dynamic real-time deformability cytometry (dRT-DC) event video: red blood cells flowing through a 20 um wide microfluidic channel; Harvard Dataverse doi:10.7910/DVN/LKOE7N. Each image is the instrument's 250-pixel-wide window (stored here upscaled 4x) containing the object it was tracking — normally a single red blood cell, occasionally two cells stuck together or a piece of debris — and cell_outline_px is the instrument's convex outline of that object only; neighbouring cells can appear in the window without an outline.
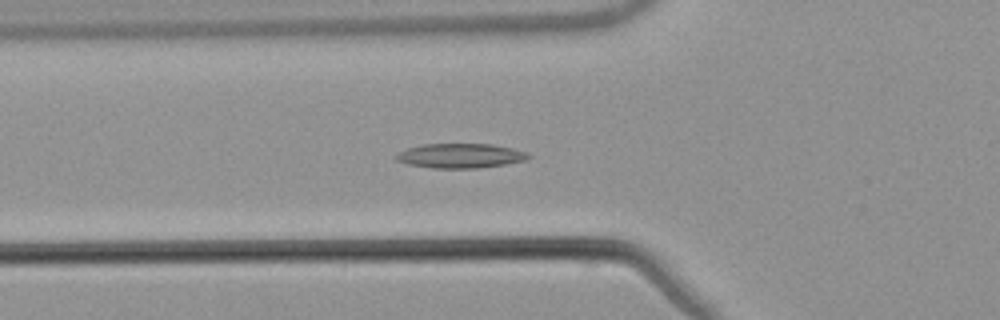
{"species": "common noctule bat (a hibernating species)", "species_latin": "Nyctalus noctula", "temperature_condition": "warm", "stored_images_in_passage": 35, "camera_frame_rate_fps": 3000, "um_per_image_px": 0.085, "animal": {"sex": "male", "body_mass_g": 21.5, "forearm_length_mm": 52.0}, "frame": {"image": 1, "passage_image": 3, "time_ms": 0.667, "image_size_px": [1000, 320], "cell_outline_px": [[532, 156], [524, 160], [504, 164], [476, 168], [432, 168], [408, 164], [396, 160], [392, 156], [408, 148], [424, 144], [492, 144], [512, 148], [524, 152]], "centroid_in_image_um": [39.08, 13.24], "position_along_channel_um": 86.7, "area_um2": 18.73}}
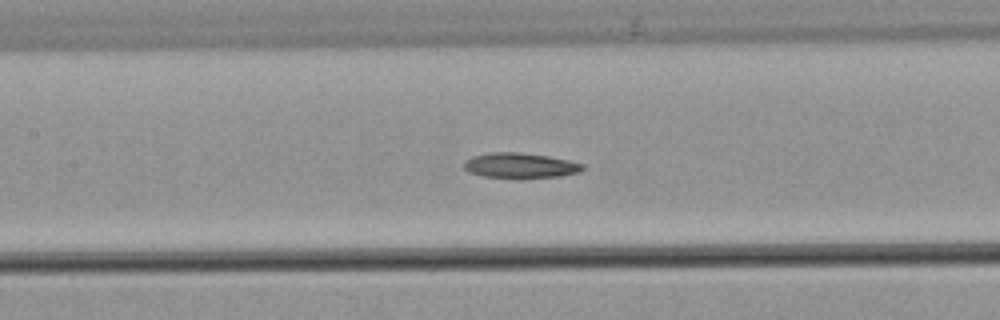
{"frame": {"image": 2, "passage_image": 9, "time_ms": 2.667, "image_size_px": [1000, 320], "cell_outline_px": [[584, 168], [580, 172], [560, 176], [484, 176], [468, 172], [464, 168], [464, 160], [472, 156], [492, 152], [516, 152], [548, 156], [568, 160], [584, 164]], "centroid_in_image_um": [44.2, 14.03], "position_along_channel_um": 163.2, "area_um2": 16.82}}
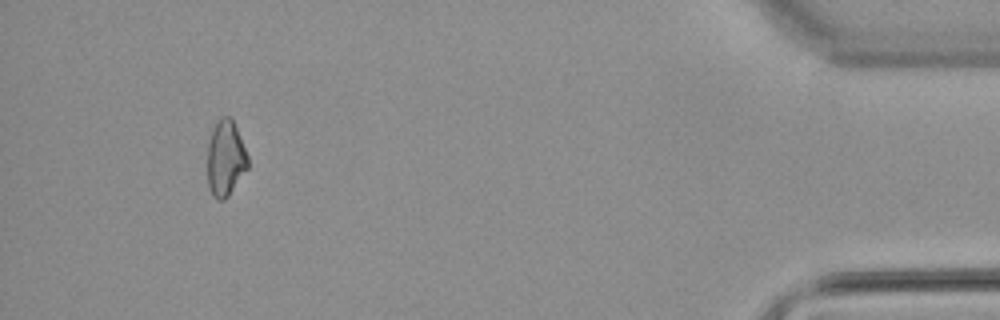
{"frame": {"image": 3, "passage_image": 32, "time_ms": 10.333, "image_size_px": [1000, 320], "cell_outline_px": [[248, 168], [228, 196], [224, 200], [216, 200], [212, 196], [208, 184], [208, 144], [212, 128], [216, 120], [220, 116], [232, 116], [248, 156]], "centroid_in_image_um": [19.16, 13.43], "position_along_channel_um": 416.0, "area_um2": 18.09}}